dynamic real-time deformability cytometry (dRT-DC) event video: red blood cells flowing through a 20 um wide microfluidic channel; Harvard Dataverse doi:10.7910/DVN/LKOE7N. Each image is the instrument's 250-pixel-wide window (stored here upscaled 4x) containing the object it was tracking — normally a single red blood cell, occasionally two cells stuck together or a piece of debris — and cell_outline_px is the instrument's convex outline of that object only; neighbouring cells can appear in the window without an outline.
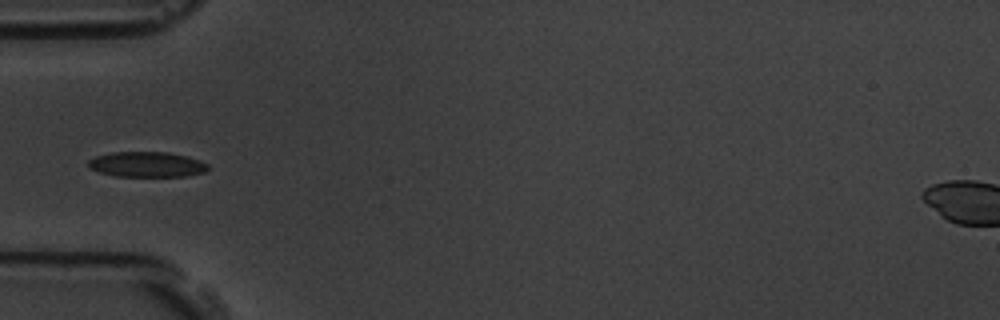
{"species": "common noctule bat (a hibernating species)", "species_latin": "Nyctalus noctula", "temperature_condition": "room temperature", "stored_images_in_passage": 6, "camera_frame_rate_fps": 3000, "um_per_image_px": 0.085, "animal": {"sex": "male", "body_mass_g": 19.5, "forearm_length_mm": 54.6}, "frame": {"image": 1, "passage_image": 6, "time_ms": 1.667, "image_size_px": [1000, 320], "cell_outline_px": [[208, 168], [204, 172], [188, 176], [116, 176], [100, 172], [88, 168], [88, 160], [96, 156], [112, 152], [168, 152], [188, 156], [200, 160], [208, 164]], "centroid_in_image_um": [12.49, 13.97], "position_along_channel_um": 72.5, "area_um2": 17.69}}